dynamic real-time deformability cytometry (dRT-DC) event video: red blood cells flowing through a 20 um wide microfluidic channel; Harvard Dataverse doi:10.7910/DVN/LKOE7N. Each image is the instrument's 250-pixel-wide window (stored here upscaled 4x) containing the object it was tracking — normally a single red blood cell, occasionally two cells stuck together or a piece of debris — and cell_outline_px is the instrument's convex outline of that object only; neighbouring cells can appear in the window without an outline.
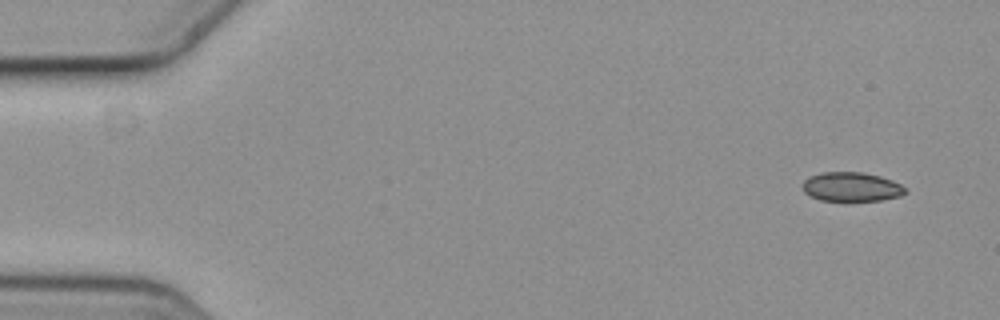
{"species": "common noctule bat (a hibernating species)", "species_latin": "Nyctalus noctula", "temperature_condition": "cold", "stored_images_in_passage": 5, "camera_frame_rate_fps": 3000, "um_per_image_px": 0.085, "animal": {"sex": "female", "body_mass_g": 19.3, "forearm_length_mm": 54.1}, "frame": {"image": 1, "passage_image": 1, "time_ms": 0.0, "image_size_px": [1000, 320], "cell_outline_px": [[908, 192], [900, 196], [880, 200], [820, 200], [804, 192], [804, 180], [808, 176], [820, 172], [860, 172], [880, 176], [892, 180], [900, 184]], "centroid_in_image_um": [72.37, 15.87], "position_along_channel_um": 12.6, "area_um2": 17.28}}
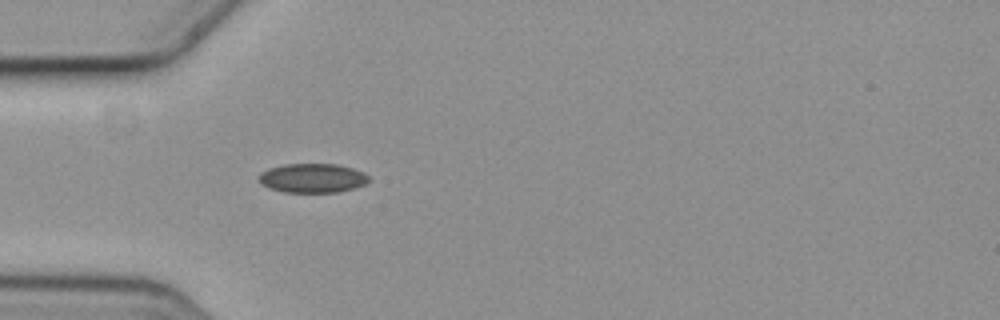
{"frame": {"image": 2, "passage_image": 5, "time_ms": 1.333, "image_size_px": [1000, 320], "cell_outline_px": [[368, 180], [364, 184], [352, 188], [336, 192], [284, 192], [268, 188], [260, 184], [260, 172], [268, 168], [284, 164], [336, 164], [352, 168], [364, 172], [368, 176]], "centroid_in_image_um": [26.52, 15.13], "position_along_channel_um": 58.5, "area_um2": 18.61}}